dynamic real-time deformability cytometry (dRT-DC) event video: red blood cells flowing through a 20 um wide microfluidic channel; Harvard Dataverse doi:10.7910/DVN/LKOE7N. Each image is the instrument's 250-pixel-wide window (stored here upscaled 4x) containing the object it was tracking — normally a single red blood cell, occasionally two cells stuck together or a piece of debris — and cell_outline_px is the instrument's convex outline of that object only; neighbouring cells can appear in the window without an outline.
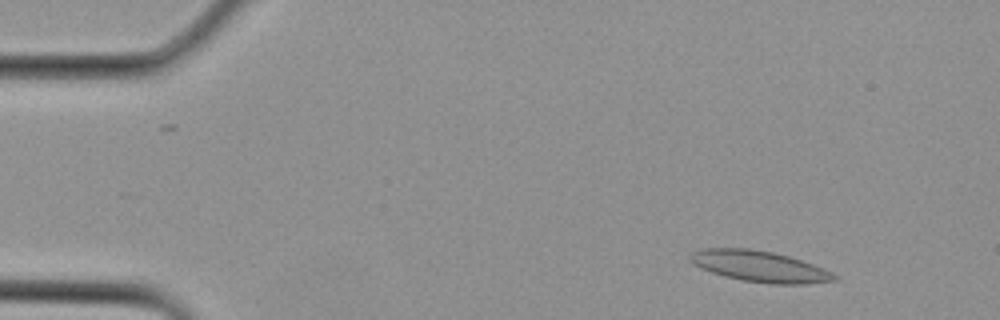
{"species": "Egyptian fruit bat (a non-hibernating species)", "species_latin": "Rousettus aegyptiacus", "temperature_condition": "cold", "stored_images_in_passage": 22, "camera_frame_rate_fps": 3000, "um_per_image_px": 0.085, "animal": {"sex": "female"}, "frame": {"image": 1, "passage_image": 3, "time_ms": 0.667, "image_size_px": [1000, 320], "cell_outline_px": [[840, 280], [804, 284], [772, 284], [744, 280], [724, 276], [700, 268], [692, 264], [688, 260], [688, 256], [692, 252], [704, 248], [748, 248], [772, 252], [788, 256], [812, 264], [832, 272], [840, 276]], "centroid_in_image_um": [64.56, 22.64], "position_along_channel_um": 20.4, "area_um2": 26.13}}
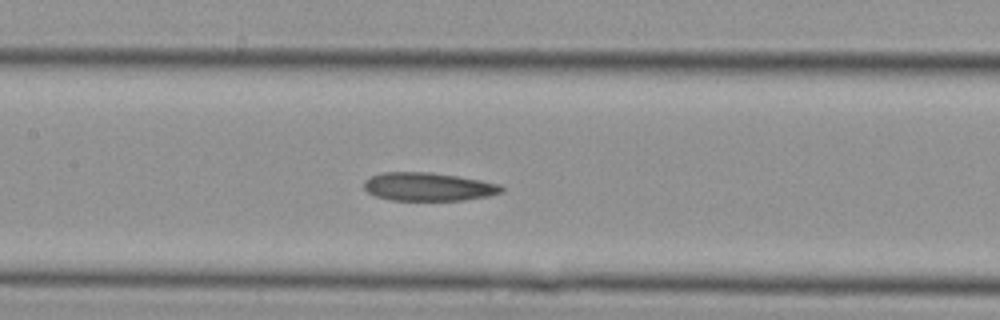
{"frame": {"image": 2, "passage_image": 14, "time_ms": 4.333, "image_size_px": [1000, 320], "cell_outline_px": [[504, 192], [488, 196], [464, 200], [392, 200], [376, 196], [368, 192], [364, 188], [364, 180], [380, 172], [432, 172], [480, 180], [500, 184], [504, 188]], "centroid_in_image_um": [36.41, 15.87], "position_along_channel_um": 171.0, "area_um2": 22.72}}
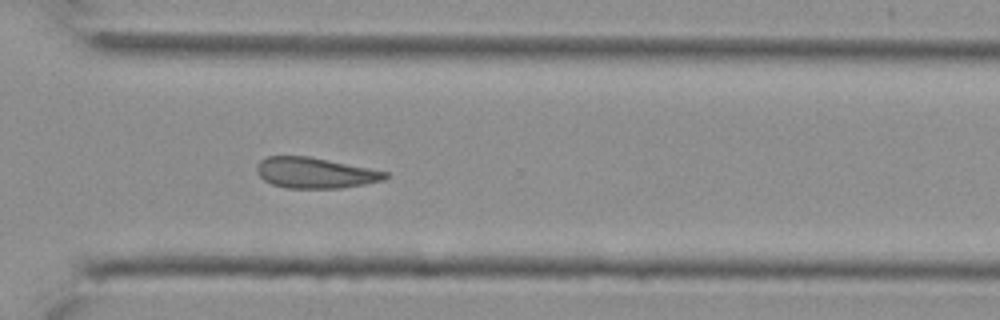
{"frame": {"image": 3, "passage_image": 22, "time_ms": 7.0, "image_size_px": [1000, 320], "cell_outline_px": [[388, 176], [384, 180], [364, 184], [340, 188], [288, 188], [272, 184], [264, 180], [256, 172], [256, 168], [260, 160], [268, 156], [308, 156], [388, 172]], "centroid_in_image_um": [26.76, 14.69], "position_along_channel_um": 343.8, "area_um2": 22.77}}